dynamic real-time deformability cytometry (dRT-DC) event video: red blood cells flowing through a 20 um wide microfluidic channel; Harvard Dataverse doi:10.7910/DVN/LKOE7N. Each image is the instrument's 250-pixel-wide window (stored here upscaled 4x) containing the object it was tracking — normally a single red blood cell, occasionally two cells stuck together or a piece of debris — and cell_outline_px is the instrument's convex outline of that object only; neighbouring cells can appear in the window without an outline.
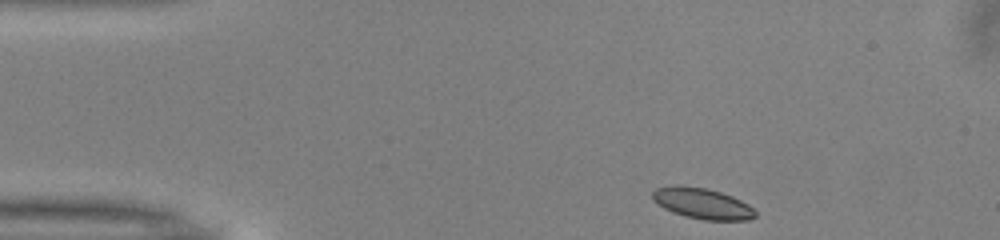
{"species": "common noctule bat (a hibernating species)", "species_latin": "Nyctalus noctula", "temperature_condition": "warm", "stored_images_in_passage": 45, "camera_frame_rate_fps": 3000, "um_per_image_px": 0.085, "animal": {"sex": "male", "body_mass_g": 13.0, "forearm_length_mm": 53.1}, "frame": {"image": 1, "passage_image": 1, "time_ms": 0.0, "image_size_px": [1000, 240], "cell_outline_px": [[756, 216], [748, 220], [704, 220], [684, 216], [664, 208], [652, 200], [652, 192], [656, 188], [676, 184], [704, 188], [720, 192], [732, 196], [748, 204], [756, 212]], "centroid_in_image_um": [59.67, 17.29], "position_along_channel_um": 25.3, "area_um2": 18.44}}
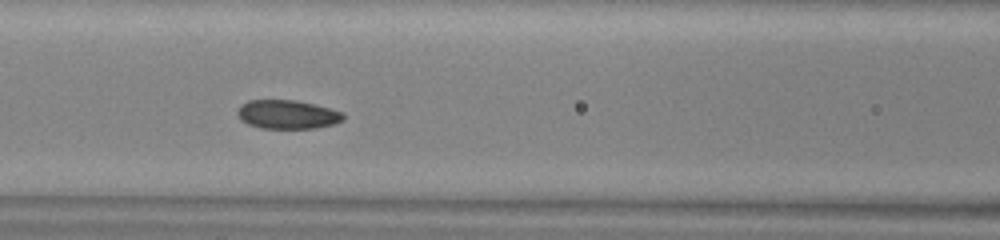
{"frame": {"image": 2, "passage_image": 15, "time_ms": 4.667, "image_size_px": [1000, 240], "cell_outline_px": [[344, 120], [332, 124], [316, 128], [260, 128], [248, 124], [240, 120], [236, 112], [240, 104], [248, 100], [296, 100], [344, 112]], "centroid_in_image_um": [24.39, 9.72], "position_along_channel_um": 142.2, "area_um2": 17.8}}
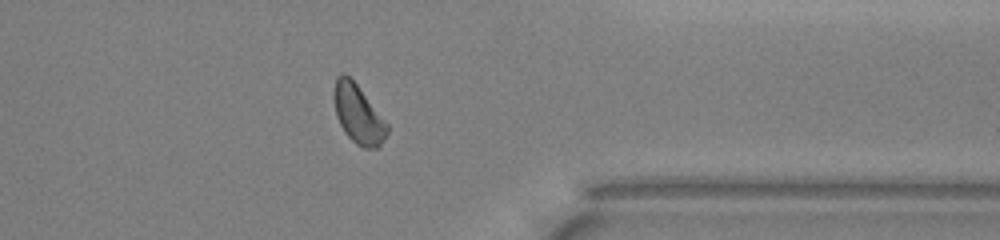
{"frame": {"image": 3, "passage_image": 34, "time_ms": 11.0, "image_size_px": [1000, 240], "cell_outline_px": [[388, 132], [380, 144], [376, 148], [364, 148], [356, 144], [344, 132], [336, 116], [332, 96], [332, 92], [336, 76], [340, 72], [344, 72], [356, 84], [388, 124]], "centroid_in_image_um": [30.39, 9.67], "position_along_channel_um": 381.0, "area_um2": 18.21}, "authors_computed_cell_mechanics": {"area_um2": 18.2648, "velocity_mm_per_s": 3.9617, "shape_relaxation_time_tau1_ms": 3.658, "shape_relaxation_time_tau2_ms": 2.9384, "deformation_change_tau1": 0.0777, "deformation_change_tau2": 0.0803}}